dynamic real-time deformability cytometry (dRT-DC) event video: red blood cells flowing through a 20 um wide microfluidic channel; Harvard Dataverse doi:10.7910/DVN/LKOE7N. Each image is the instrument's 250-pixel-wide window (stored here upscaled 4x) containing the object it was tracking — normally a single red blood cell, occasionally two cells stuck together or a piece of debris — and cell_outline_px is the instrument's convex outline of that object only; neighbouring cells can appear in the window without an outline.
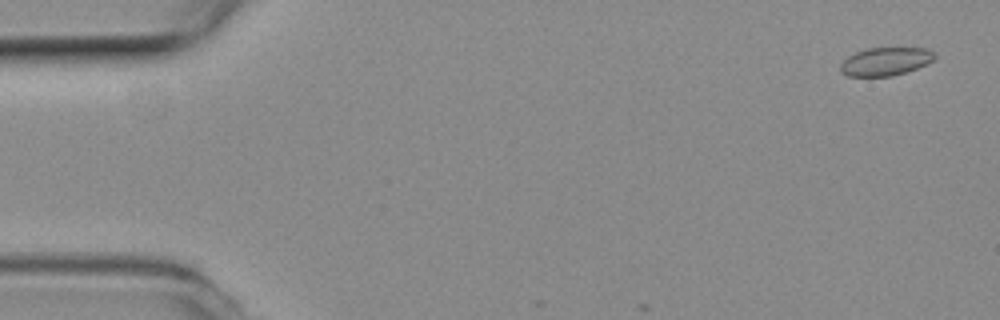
{"species": "common noctule bat (a hibernating species)", "species_latin": "Nyctalus noctula", "temperature_condition": "room temperature", "stored_images_in_passage": 4, "camera_frame_rate_fps": 3000, "um_per_image_px": 0.085, "animal": {"sex": "female", "body_mass_g": 19.3, "forearm_length_mm": 54.1}, "frame": {"image": 1, "passage_image": 1, "time_ms": 0.0, "image_size_px": [1000, 320], "cell_outline_px": [[936, 56], [932, 60], [916, 68], [892, 76], [848, 76], [840, 72], [840, 64], [848, 56], [856, 52], [868, 48], [928, 48], [936, 52]], "centroid_in_image_um": [75.26, 5.22], "position_along_channel_um": 9.7, "area_um2": 15.37}}